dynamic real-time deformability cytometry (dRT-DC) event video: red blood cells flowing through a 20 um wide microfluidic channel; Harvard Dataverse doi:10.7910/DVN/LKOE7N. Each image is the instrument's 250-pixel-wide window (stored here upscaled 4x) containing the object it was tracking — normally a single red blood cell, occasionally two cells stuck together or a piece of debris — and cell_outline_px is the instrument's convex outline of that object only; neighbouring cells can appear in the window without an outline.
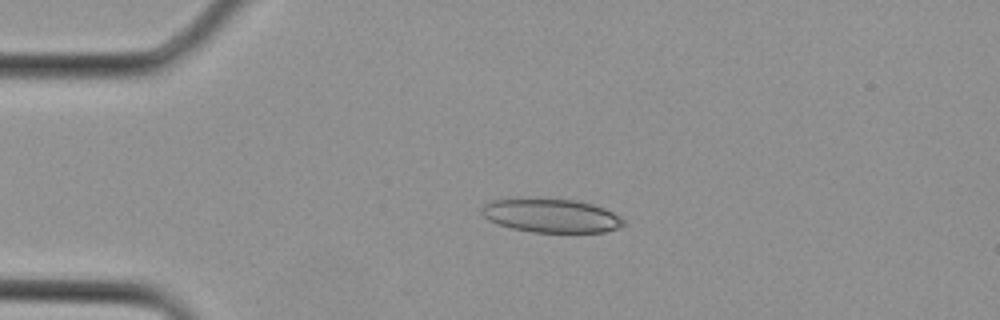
{"species": "Egyptian fruit bat (a non-hibernating species)", "species_latin": "Rousettus aegyptiacus", "temperature_condition": "cold", "stored_images_in_passage": 2, "camera_frame_rate_fps": 3000, "um_per_image_px": 0.085, "animal": {"sex": "female"}, "frame": {"image": 1, "passage_image": 2, "time_ms": 0.333, "image_size_px": [1000, 320], "cell_outline_px": [[624, 224], [620, 228], [604, 232], [532, 232], [512, 228], [488, 220], [480, 212], [484, 204], [488, 200], [576, 200], [592, 204], [604, 208], [620, 216], [624, 220]], "centroid_in_image_um": [46.88, 18.35], "position_along_channel_um": 38.1, "area_um2": 27.34}}